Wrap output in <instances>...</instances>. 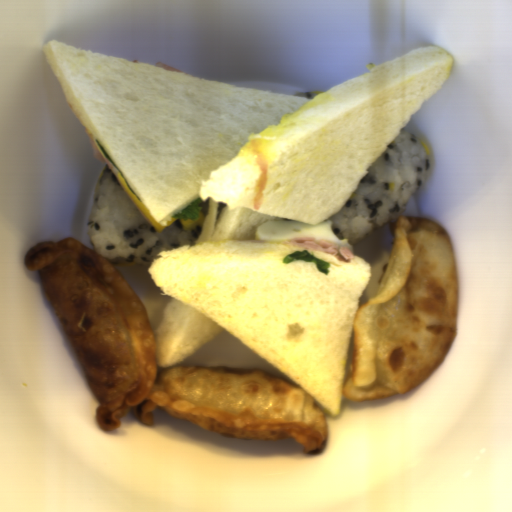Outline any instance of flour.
<instances>
[{
  "mask_svg": "<svg viewBox=\"0 0 512 512\" xmlns=\"http://www.w3.org/2000/svg\"><path fill=\"white\" fill-rule=\"evenodd\" d=\"M458 308L457 265L445 228L401 214L379 288L353 322L343 396L367 402L417 388L449 352Z\"/></svg>",
  "mask_w": 512,
  "mask_h": 512,
  "instance_id": "a7fe0414",
  "label": "flour"
},
{
  "mask_svg": "<svg viewBox=\"0 0 512 512\" xmlns=\"http://www.w3.org/2000/svg\"><path fill=\"white\" fill-rule=\"evenodd\" d=\"M38 272L99 405L103 431L121 428L132 408L141 424L152 412L202 430L250 441L293 438L304 453L329 438L318 401L297 384L258 369L182 364L158 373L148 313L133 288L94 249L73 238L40 241L24 254Z\"/></svg>",
  "mask_w": 512,
  "mask_h": 512,
  "instance_id": "c2a2500e",
  "label": "flour"
}]
</instances>
